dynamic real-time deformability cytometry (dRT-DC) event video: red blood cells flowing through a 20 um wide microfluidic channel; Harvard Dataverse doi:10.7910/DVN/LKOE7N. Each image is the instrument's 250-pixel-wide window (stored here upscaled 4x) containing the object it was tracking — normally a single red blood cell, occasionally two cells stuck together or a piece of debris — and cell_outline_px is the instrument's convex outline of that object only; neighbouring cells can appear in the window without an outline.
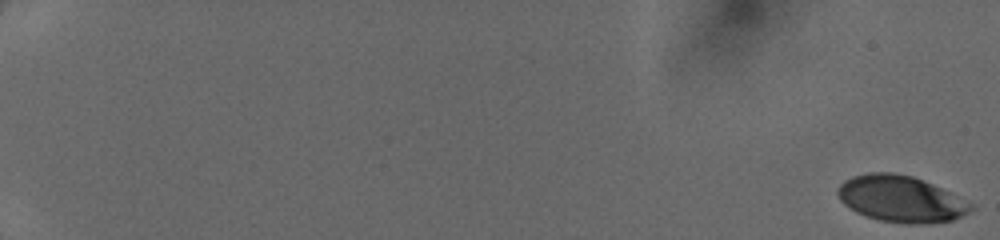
{"species": "human", "species_latin": "Homo sapiens", "temperature_condition": "cold", "stored_images_in_passage": 51, "camera_frame_rate_fps": 3000, "um_per_image_px": 0.085, "donor": {"sex": "female"}, "frame": {"image": 1, "passage_image": 1, "time_ms": 0.0, "image_size_px": [1000, 240], "cell_outline_px": [[976, 204], [968, 212], [952, 220], [924, 224], [904, 224], [880, 220], [864, 216], [856, 212], [844, 204], [840, 200], [836, 192], [836, 188], [844, 180], [852, 176], [868, 172], [892, 172], [912, 176], [932, 184]], "centroid_in_image_um": [76.55, 16.91], "position_along_channel_um": 8.5, "area_um2": 36.18}}
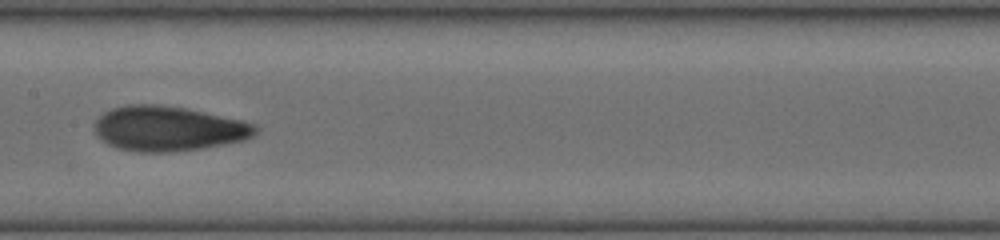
{"frame": {"image": 2, "passage_image": 30, "time_ms": 9.667, "image_size_px": [1000, 240], "cell_outline_px": [[260, 128], [252, 136], [244, 140], [200, 148], [168, 152], [136, 152], [116, 148], [100, 140], [96, 136], [96, 120], [104, 112], [112, 108], [128, 104], [156, 104], [184, 108], [240, 120], [256, 124]], "centroid_in_image_um": [14.27, 10.93], "position_along_channel_um": 193.1, "area_um2": 41.85}}
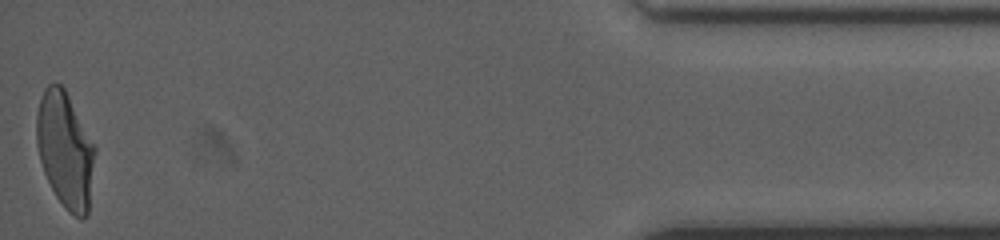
{"frame": {"image": 3, "passage_image": 51, "time_ms": 16.667, "image_size_px": [1000, 240], "cell_outline_px": [[96, 152], [88, 212], [80, 220], [68, 212], [56, 196], [44, 172], [40, 160], [36, 144], [36, 112], [44, 88], [48, 84], [60, 84], [64, 88], [96, 148]], "centroid_in_image_um": [5.53, 12.76], "position_along_channel_um": 429.7, "area_um2": 39.25}}